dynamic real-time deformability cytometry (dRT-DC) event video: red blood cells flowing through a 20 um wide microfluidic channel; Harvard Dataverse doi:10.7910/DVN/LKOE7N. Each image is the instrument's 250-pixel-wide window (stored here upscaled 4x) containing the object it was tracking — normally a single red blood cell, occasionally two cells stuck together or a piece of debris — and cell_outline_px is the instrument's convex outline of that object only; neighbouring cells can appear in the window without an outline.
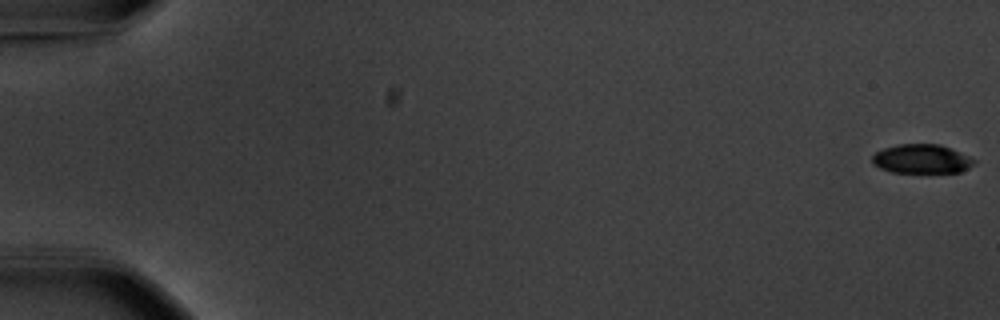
{"species": "common noctule bat (a hibernating species)", "species_latin": "Nyctalus noctula", "temperature_condition": "warm", "stored_images_in_passage": 57, "camera_frame_rate_fps": 3000, "um_per_image_px": 0.085, "animal": {"sex": "male", "body_mass_g": 20.1, "forearm_length_mm": 53.5}, "frame": {"image": 1, "passage_image": 1, "time_ms": 0.0, "image_size_px": [1000, 320], "cell_outline_px": [[976, 164], [960, 172], [892, 172], [880, 168], [872, 164], [872, 156], [876, 152], [884, 148], [900, 144], [940, 144], [968, 156], [976, 160]], "centroid_in_image_um": [78.34, 13.51], "position_along_channel_um": 6.7, "area_um2": 17.17}}
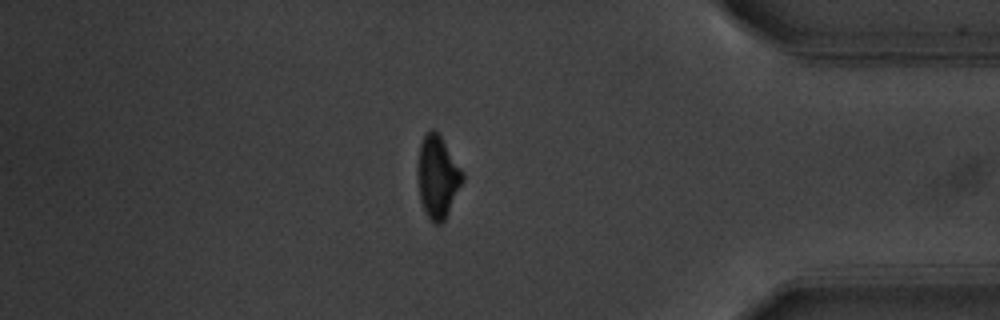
{"frame": {"image": 2, "passage_image": 49, "time_ms": 16.0, "image_size_px": [1000, 320], "cell_outline_px": [[464, 180], [444, 220], [440, 224], [436, 224], [424, 212], [420, 200], [420, 144], [424, 136], [432, 128], [440, 136], [464, 172]], "centroid_in_image_um": [37.24, 15.05], "position_along_channel_um": 398.0, "area_um2": 20.63}}
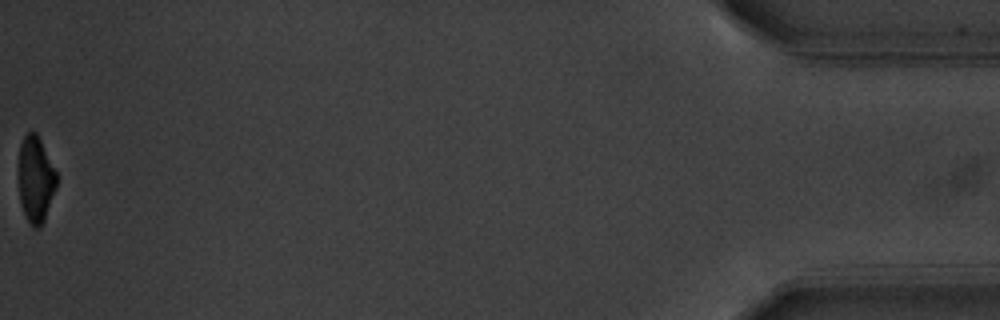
{"frame": {"image": 3, "passage_image": 57, "time_ms": 18.667, "image_size_px": [1000, 320], "cell_outline_px": [[56, 188], [44, 220], [40, 228], [32, 228], [24, 212], [20, 200], [20, 144], [24, 136], [28, 132], [36, 132], [56, 172]], "centroid_in_image_um": [3.04, 15.27], "position_along_channel_um": 432.2, "area_um2": 18.5}, "authors_computed_cell_mechanics": {"area_um2": 20.9236, "velocity_mm_per_s": 3.6957, "shape_relaxation_time_tau1_ms": 2.8463, "shape_relaxation_time_tau2_ms": null, "deformation_change_tau1": 0.1582, "deformation_change_tau2": null}}